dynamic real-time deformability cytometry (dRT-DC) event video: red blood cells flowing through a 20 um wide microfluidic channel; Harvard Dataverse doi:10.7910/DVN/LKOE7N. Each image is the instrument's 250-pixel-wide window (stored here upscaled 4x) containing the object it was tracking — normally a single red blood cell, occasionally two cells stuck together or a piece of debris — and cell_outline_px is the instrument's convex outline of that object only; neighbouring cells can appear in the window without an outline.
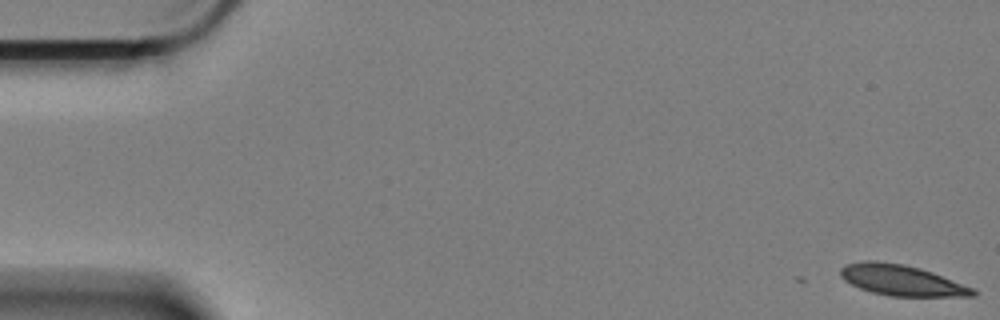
{"species": "Egyptian fruit bat (a non-hibernating species)", "species_latin": "Rousettus aegyptiacus", "temperature_condition": "cold", "stored_images_in_passage": 5, "camera_frame_rate_fps": 3000, "um_per_image_px": 0.085, "animal": {"sex": "female"}, "frame": {"image": 1, "passage_image": 1, "time_ms": 0.0, "image_size_px": [1000, 320], "cell_outline_px": [[976, 296], [888, 296], [872, 292], [860, 288], [844, 280], [840, 276], [840, 268], [844, 264], [864, 260], [872, 260], [900, 264], [920, 268], [932, 272], [976, 288]], "centroid_in_image_um": [76.64, 23.82], "position_along_channel_um": 8.4, "area_um2": 23.76}}